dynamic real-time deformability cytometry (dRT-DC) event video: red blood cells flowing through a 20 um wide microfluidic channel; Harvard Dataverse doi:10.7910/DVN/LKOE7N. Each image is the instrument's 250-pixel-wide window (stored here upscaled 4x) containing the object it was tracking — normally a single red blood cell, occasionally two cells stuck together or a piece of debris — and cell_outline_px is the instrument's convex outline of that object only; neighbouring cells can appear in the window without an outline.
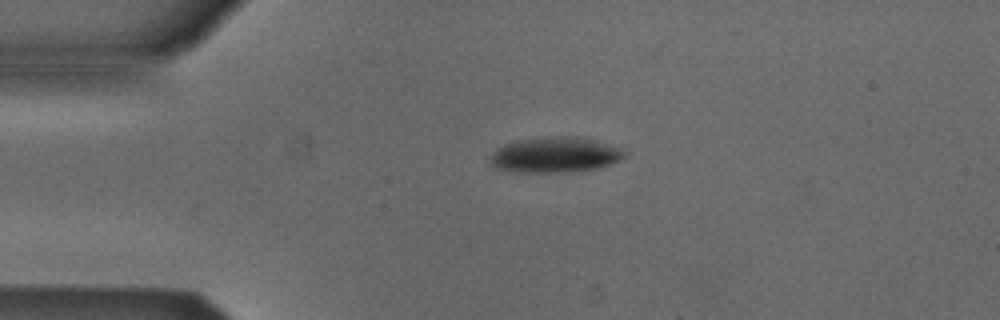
{"species": "Egyptian fruit bat (a non-hibernating species)", "species_latin": "Rousettus aegyptiacus", "temperature_condition": "cold", "stored_images_in_passage": 33, "camera_frame_rate_fps": 3000, "um_per_image_px": 0.085, "animal": {"sex": "male"}, "frame": {"image": 1, "passage_image": 1, "time_ms": 0.0, "image_size_px": [1000, 320], "cell_outline_px": [[628, 156], [620, 160], [596, 168], [564, 172], [524, 172], [496, 168], [488, 164], [492, 152], [496, 148], [504, 144], [520, 140], [556, 136], [584, 136], [596, 140], [616, 148], [624, 152]], "centroid_in_image_um": [47.14, 13.15], "position_along_channel_um": 37.9, "area_um2": 27.51}}
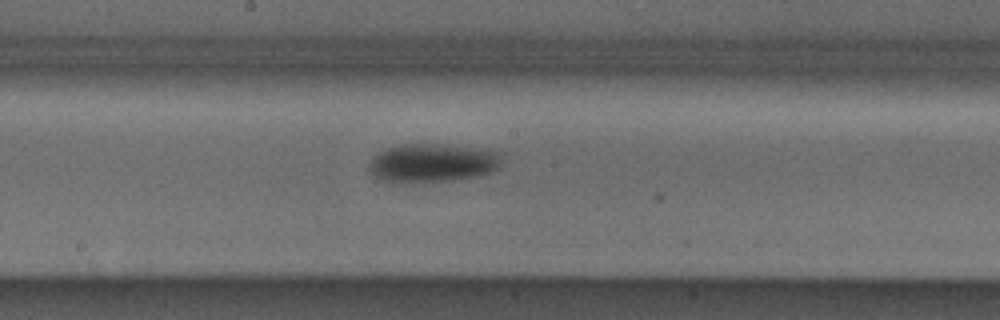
{"frame": {"image": 2, "passage_image": 17, "time_ms": 5.333, "image_size_px": [1000, 320], "cell_outline_px": [[504, 152], [500, 168], [492, 172], [480, 176], [452, 180], [412, 184], [384, 180], [376, 176], [368, 168], [368, 164], [372, 156], [388, 148], [400, 144], [452, 144], [488, 148]], "centroid_in_image_um": [36.87, 13.83], "position_along_channel_um": 211.3, "area_um2": 30.92}}
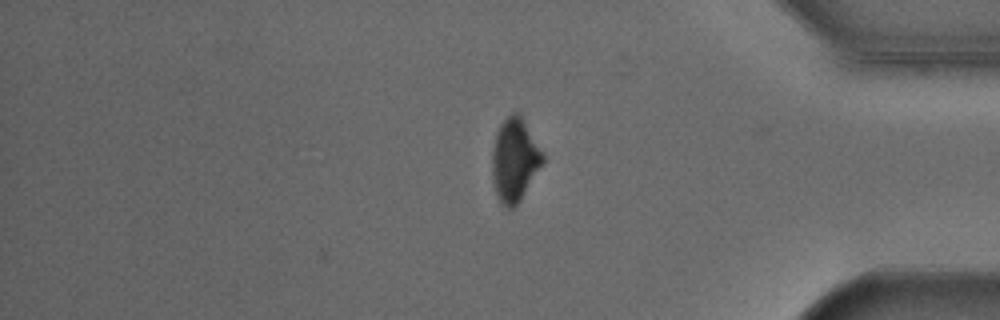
{"frame": {"image": 3, "passage_image": 33, "time_ms": 10.667, "image_size_px": [1000, 320], "cell_outline_px": [[544, 160], [520, 200], [512, 208], [508, 208], [500, 204], [492, 180], [492, 148], [496, 132], [500, 124], [512, 112], [516, 112], [520, 116], [544, 156]], "centroid_in_image_um": [43.69, 13.62], "position_along_channel_um": 391.5, "area_um2": 23.93}, "authors_computed_cell_mechanics": {"area_um2": 29.5358, "velocity_mm_per_s": 3.8534, "shape_relaxation_time_tau1_ms": 2.1012, "shape_relaxation_time_tau2_ms": null, "deformation_change_tau1": 0.1104, "deformation_change_tau2": null}}